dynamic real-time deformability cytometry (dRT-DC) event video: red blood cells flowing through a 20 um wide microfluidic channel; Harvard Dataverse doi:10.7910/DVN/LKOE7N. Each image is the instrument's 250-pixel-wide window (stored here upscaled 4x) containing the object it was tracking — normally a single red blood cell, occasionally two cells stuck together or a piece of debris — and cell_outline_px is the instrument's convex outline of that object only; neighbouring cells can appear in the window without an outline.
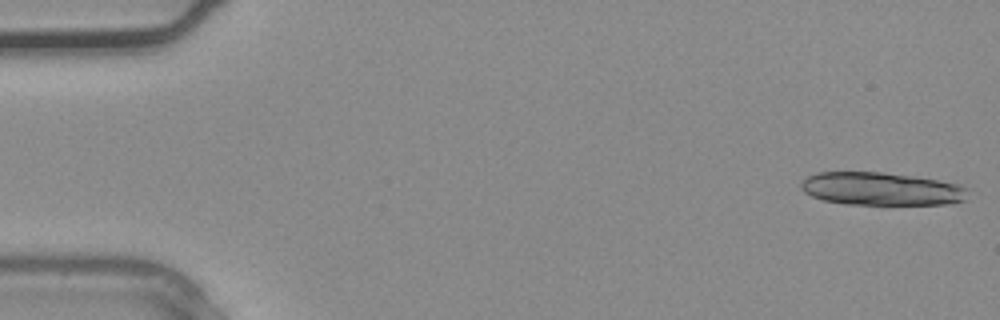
{"species": "common noctule bat (a hibernating species)", "species_latin": "Nyctalus noctula", "temperature_condition": "warm", "stored_images_in_passage": 10, "camera_frame_rate_fps": 3000, "um_per_image_px": 0.085, "animal": {"sex": "male", "body_mass_g": 20.4}, "frame": {"image": 1, "passage_image": 1, "time_ms": 0.0, "image_size_px": [1000, 320], "cell_outline_px": [[968, 188], [964, 200], [948, 204], [844, 204], [824, 200], [812, 196], [804, 192], [800, 188], [800, 184], [808, 176], [816, 172], [884, 172], [936, 180], [956, 184]], "centroid_in_image_um": [74.86, 16.05], "position_along_channel_um": 10.1, "area_um2": 31.79}}